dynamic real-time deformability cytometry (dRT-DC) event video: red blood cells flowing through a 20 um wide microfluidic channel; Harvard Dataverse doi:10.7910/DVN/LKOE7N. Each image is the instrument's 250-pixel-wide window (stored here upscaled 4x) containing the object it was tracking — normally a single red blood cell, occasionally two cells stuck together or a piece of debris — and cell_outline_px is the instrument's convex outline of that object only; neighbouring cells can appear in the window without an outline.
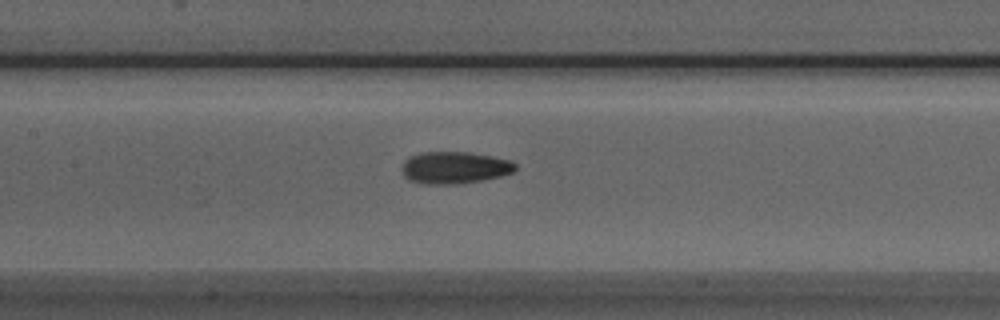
{"species": "Egyptian fruit bat (a non-hibernating species)", "species_latin": "Rousettus aegyptiacus", "temperature_condition": "room temperature", "stored_images_in_passage": 18, "camera_frame_rate_fps": 3000, "um_per_image_px": 0.085, "animal": {"sex": "male"}, "frame": {"image": 1, "passage_image": 13, "time_ms": 4.0, "image_size_px": [1000, 320], "cell_outline_px": [[516, 168], [512, 172], [500, 176], [484, 180], [456, 184], [424, 184], [408, 180], [404, 176], [400, 168], [404, 160], [408, 156], [420, 152], [468, 152], [492, 156], [512, 160], [516, 164]], "centroid_in_image_um": [38.6, 14.24], "position_along_channel_um": 168.8, "area_um2": 21.5}}
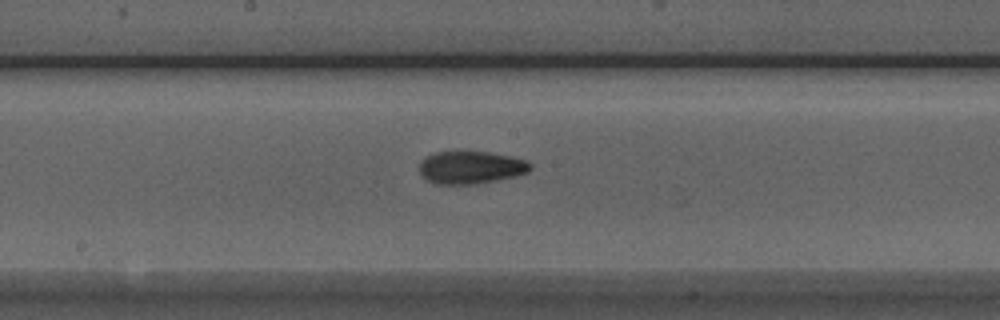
{"frame": {"image": 2, "passage_image": 16, "time_ms": 5.0, "image_size_px": [1000, 320], "cell_outline_px": [[532, 168], [528, 172], [516, 176], [476, 184], [436, 184], [428, 180], [420, 172], [420, 160], [424, 156], [436, 152], [488, 152], [512, 156], [528, 160], [532, 164]], "centroid_in_image_um": [40.05, 14.23], "position_along_channel_um": 208.1, "area_um2": 21.21}}